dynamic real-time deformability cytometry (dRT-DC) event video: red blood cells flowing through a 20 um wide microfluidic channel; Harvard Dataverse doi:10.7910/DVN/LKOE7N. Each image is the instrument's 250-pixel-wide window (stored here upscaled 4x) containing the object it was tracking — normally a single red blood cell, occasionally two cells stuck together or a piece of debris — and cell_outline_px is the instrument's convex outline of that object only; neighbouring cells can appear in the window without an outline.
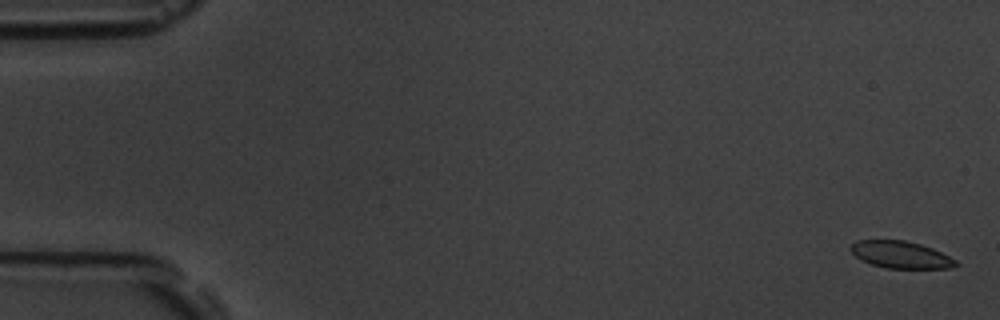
{"species": "common noctule bat (a hibernating species)", "species_latin": "Nyctalus noctula", "temperature_condition": "room temperature", "stored_images_in_passage": 55, "camera_frame_rate_fps": 3000, "um_per_image_px": 0.085, "animal": {"sex": "male", "body_mass_g": 19.5, "forearm_length_mm": 54.6}, "frame": {"image": 1, "passage_image": 2, "time_ms": 0.333, "image_size_px": [1000, 320], "cell_outline_px": [[960, 264], [952, 268], [888, 268], [872, 264], [860, 260], [848, 248], [856, 240], [904, 240], [920, 244], [932, 248], [956, 260]], "centroid_in_image_um": [76.55, 21.65], "position_along_channel_um": 8.4, "area_um2": 16.53}}
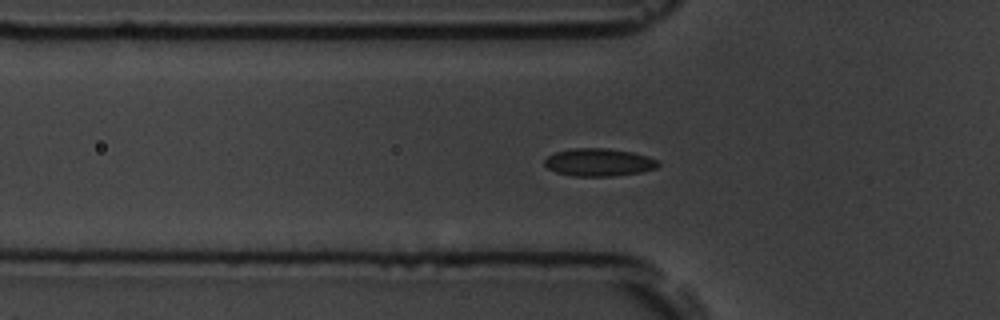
{"frame": {"image": 2, "passage_image": 19, "time_ms": 6.0, "image_size_px": [1000, 320], "cell_outline_px": [[660, 164], [656, 168], [640, 172], [612, 176], [576, 176], [556, 172], [548, 168], [544, 164], [544, 160], [548, 156], [556, 152], [572, 148], [608, 148], [632, 152], [648, 156], [660, 160]], "centroid_in_image_um": [50.93, 13.79], "position_along_channel_um": 74.9, "area_um2": 18.38}}
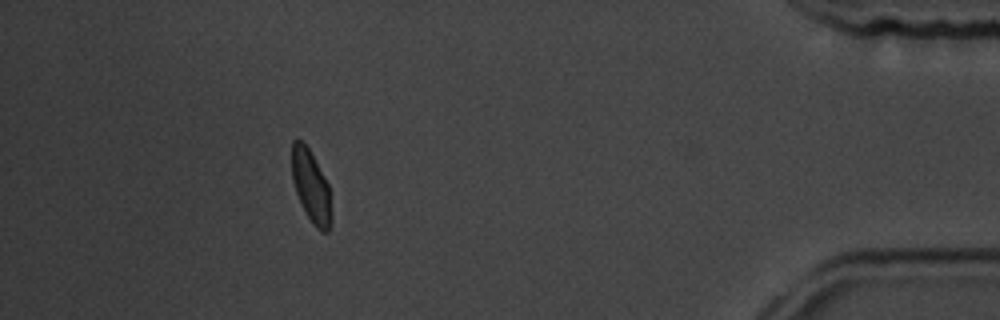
{"frame": {"image": 3, "passage_image": 50, "time_ms": 16.333, "image_size_px": [1000, 320], "cell_outline_px": [[332, 220], [328, 232], [320, 232], [312, 224], [296, 192], [292, 180], [292, 140], [296, 136], [308, 148], [328, 184]], "centroid_in_image_um": [26.43, 15.86], "position_along_channel_um": 408.8, "area_um2": 16.42}, "authors_computed_cell_mechanics": {"area_um2": 17.6868, "velocity_mm_per_s": 3.767, "shape_relaxation_time_tau1_ms": 4.502, "shape_relaxation_time_tau2_ms": null, "deformation_change_tau1": 0.1003, "deformation_change_tau2": null}}